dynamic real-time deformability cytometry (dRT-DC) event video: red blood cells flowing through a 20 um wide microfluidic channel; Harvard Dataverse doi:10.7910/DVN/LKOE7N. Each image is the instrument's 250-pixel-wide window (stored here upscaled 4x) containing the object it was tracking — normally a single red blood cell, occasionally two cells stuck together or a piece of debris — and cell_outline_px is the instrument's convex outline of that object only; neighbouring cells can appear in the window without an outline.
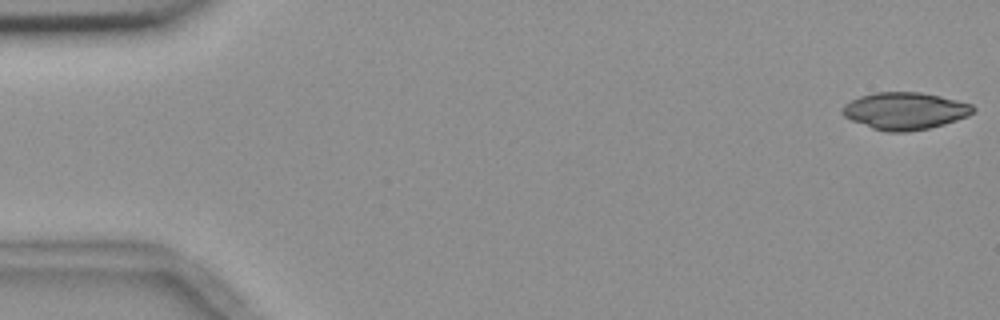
{"species": "common noctule bat (a hibernating species)", "species_latin": "Nyctalus noctula", "temperature_condition": "room temperature", "stored_images_in_passage": 16, "camera_frame_rate_fps": 3000, "um_per_image_px": 0.085, "animal": {"sex": "female", "body_mass_g": 18.4}, "frame": {"image": 1, "passage_image": 1, "time_ms": 0.0, "image_size_px": [1000, 320], "cell_outline_px": [[976, 108], [968, 116], [944, 124], [928, 128], [908, 132], [888, 132], [872, 128], [852, 120], [844, 116], [840, 112], [844, 104], [860, 96], [876, 92], [920, 92], [940, 96], [972, 104]], "centroid_in_image_um": [76.91, 9.42], "position_along_channel_um": 8.1, "area_um2": 28.21}}
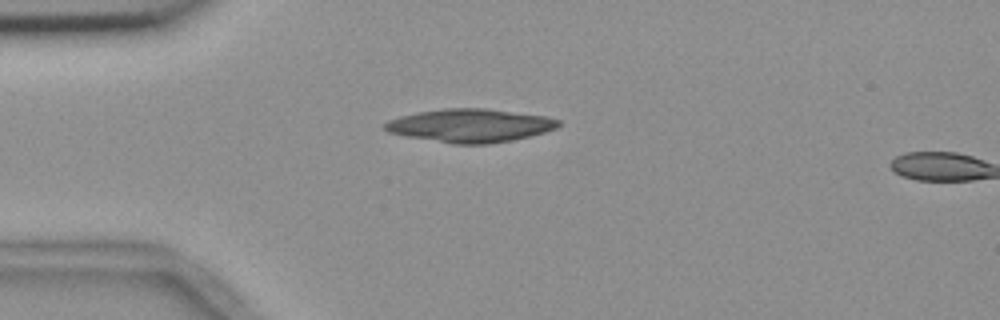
{"frame": {"image": 2, "passage_image": 14, "time_ms": 4.333, "image_size_px": [1000, 320], "cell_outline_px": [[560, 124], [556, 128], [544, 132], [512, 140], [488, 144], [452, 144], [408, 136], [388, 132], [384, 128], [384, 124], [388, 120], [400, 116], [420, 112], [444, 108], [484, 108], [548, 116], [560, 120]], "centroid_in_image_um": [39.98, 10.67], "position_along_channel_um": 45.0, "area_um2": 33.52}}